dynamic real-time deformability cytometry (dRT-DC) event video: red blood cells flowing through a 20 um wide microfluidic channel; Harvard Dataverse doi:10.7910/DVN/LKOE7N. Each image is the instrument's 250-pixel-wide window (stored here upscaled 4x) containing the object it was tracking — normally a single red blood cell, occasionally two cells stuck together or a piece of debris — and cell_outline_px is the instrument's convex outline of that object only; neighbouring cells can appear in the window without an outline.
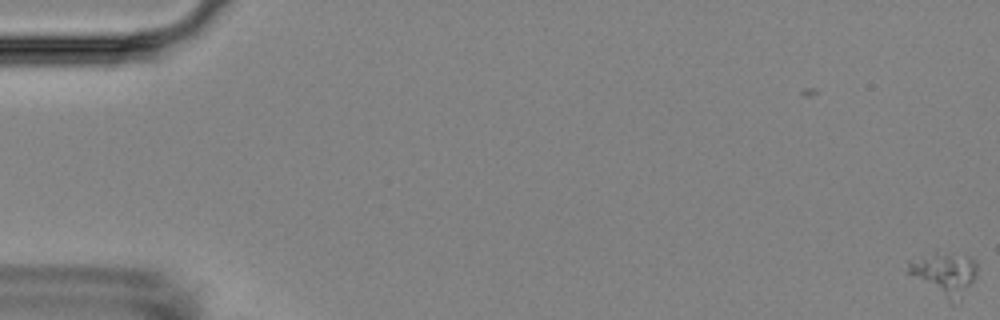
{"species": "Egyptian fruit bat (a non-hibernating species)", "species_latin": "Rousettus aegyptiacus", "temperature_condition": "room temperature", "stored_images_in_passage": 6, "camera_frame_rate_fps": 3000, "um_per_image_px": 0.085, "animal": {"sex": "female"}, "frame": {"image": 1, "passage_image": 1, "time_ms": 0.0, "image_size_px": [1000, 320], "cell_outline_px": [[976, 276], [972, 284], [960, 304], [904, 272], [908, 264], [936, 248], [968, 256], [976, 260]], "centroid_in_image_um": [80.32, 23.18], "position_along_channel_um": 4.7, "area_um2": 17.4}}
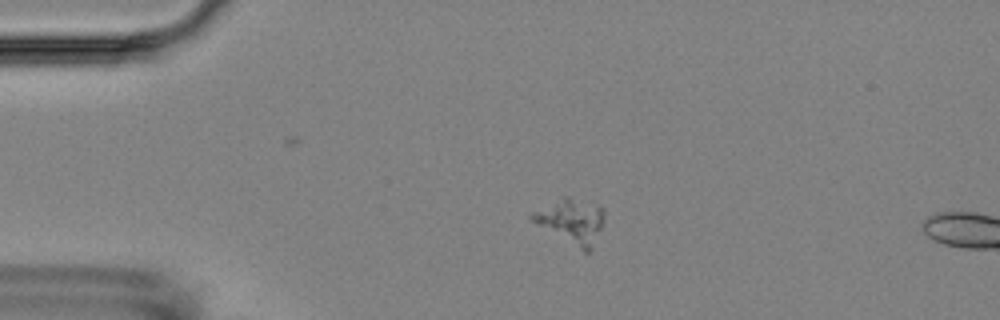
{"frame": {"image": 2, "passage_image": 5, "time_ms": 4.333, "image_size_px": [1000, 320], "cell_outline_px": [[604, 220], [592, 248], [588, 252], [584, 252], [536, 224], [528, 216], [532, 212], [564, 196], [568, 196], [604, 208]], "centroid_in_image_um": [48.56, 18.8], "position_along_channel_um": 36.4, "area_um2": 18.5}}